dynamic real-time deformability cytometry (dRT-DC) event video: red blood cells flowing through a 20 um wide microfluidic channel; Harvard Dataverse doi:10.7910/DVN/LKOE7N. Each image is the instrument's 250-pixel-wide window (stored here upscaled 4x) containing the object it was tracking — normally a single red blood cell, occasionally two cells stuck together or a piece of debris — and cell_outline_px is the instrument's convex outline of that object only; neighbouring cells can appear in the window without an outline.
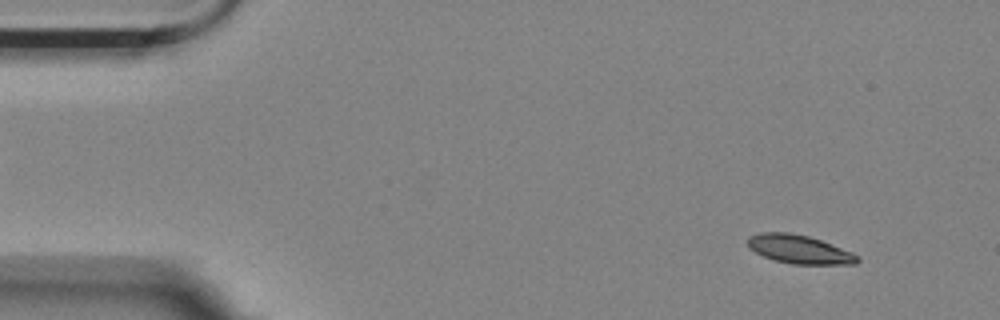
{"species": "Egyptian fruit bat (a non-hibernating species)", "species_latin": "Rousettus aegyptiacus", "temperature_condition": "room temperature", "stored_images_in_passage": 15, "camera_frame_rate_fps": 3000, "um_per_image_px": 0.085, "animal": {"sex": "female"}, "frame": {"image": 1, "passage_image": 5, "time_ms": 1.333, "image_size_px": [1000, 320], "cell_outline_px": [[860, 260], [856, 264], [792, 264], [776, 260], [764, 256], [748, 248], [748, 236], [760, 232], [788, 232], [808, 236], [820, 240], [852, 252], [860, 256]], "centroid_in_image_um": [67.94, 21.19], "position_along_channel_um": 17.1, "area_um2": 18.21}}